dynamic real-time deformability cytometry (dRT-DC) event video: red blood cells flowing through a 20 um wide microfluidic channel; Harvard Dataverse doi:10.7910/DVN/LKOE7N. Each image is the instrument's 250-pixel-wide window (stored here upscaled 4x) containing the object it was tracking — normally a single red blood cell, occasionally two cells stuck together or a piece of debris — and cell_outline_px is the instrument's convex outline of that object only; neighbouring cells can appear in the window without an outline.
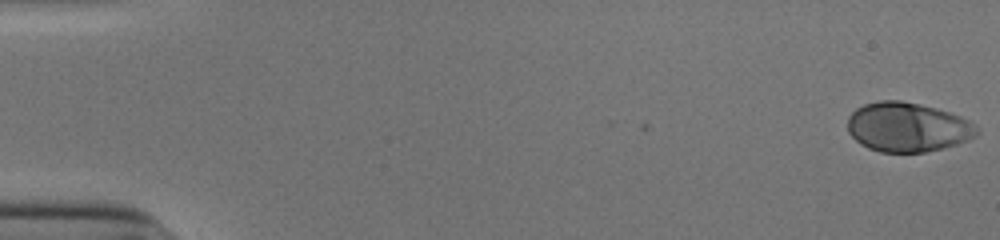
{"species": "human", "species_latin": "Homo sapiens", "temperature_condition": "cold", "stored_images_in_passage": 53, "camera_frame_rate_fps": 3000, "um_per_image_px": 0.085, "donor": {"sex": "male"}, "frame": {"image": 1, "passage_image": 1, "time_ms": 0.0, "image_size_px": [1000, 240], "cell_outline_px": [[980, 132], [976, 136], [968, 140], [944, 148], [924, 152], [880, 152], [868, 148], [860, 144], [848, 132], [848, 116], [856, 108], [864, 104], [880, 100], [900, 100], [920, 104], [936, 108], [960, 116], [968, 120]], "centroid_in_image_um": [77.12, 10.81], "position_along_channel_um": 7.9, "area_um2": 37.22}}
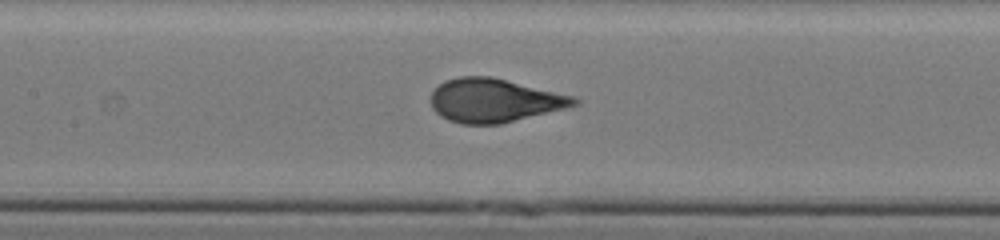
{"frame": {"image": 2, "passage_image": 26, "time_ms": 8.333, "image_size_px": [1000, 240], "cell_outline_px": [[580, 104], [500, 124], [460, 124], [448, 120], [440, 116], [432, 108], [432, 92], [444, 80], [460, 76], [492, 76], [572, 96], [580, 100]], "centroid_in_image_um": [41.98, 8.53], "position_along_channel_um": 165.4, "area_um2": 36.18}}
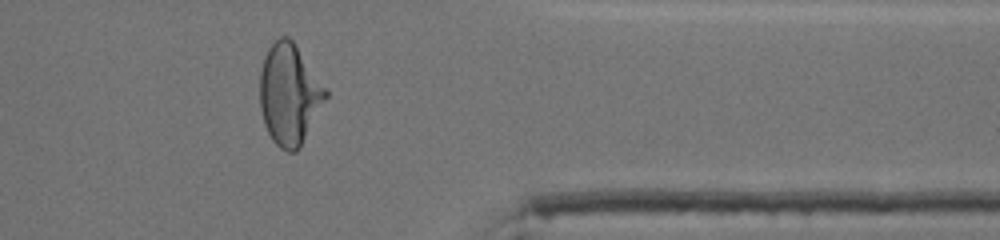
{"frame": {"image": 3, "passage_image": 44, "time_ms": 14.333, "image_size_px": [1000, 240], "cell_outline_px": [[328, 96], [300, 148], [296, 152], [288, 152], [280, 148], [272, 140], [264, 124], [260, 108], [260, 72], [264, 56], [268, 48], [280, 36], [288, 36], [292, 40], [328, 88]], "centroid_in_image_um": [24.61, 8.03], "position_along_channel_um": 386.8, "area_um2": 38.96}, "authors_computed_cell_mechanics": {"area_um2": 36.9342, "velocity_mm_per_s": 3.8934, "shape_relaxation_time_tau1_ms": 4.8865, "shape_relaxation_time_tau2_ms": null, "deformation_change_tau1": 0.23, "deformation_change_tau2": null}}